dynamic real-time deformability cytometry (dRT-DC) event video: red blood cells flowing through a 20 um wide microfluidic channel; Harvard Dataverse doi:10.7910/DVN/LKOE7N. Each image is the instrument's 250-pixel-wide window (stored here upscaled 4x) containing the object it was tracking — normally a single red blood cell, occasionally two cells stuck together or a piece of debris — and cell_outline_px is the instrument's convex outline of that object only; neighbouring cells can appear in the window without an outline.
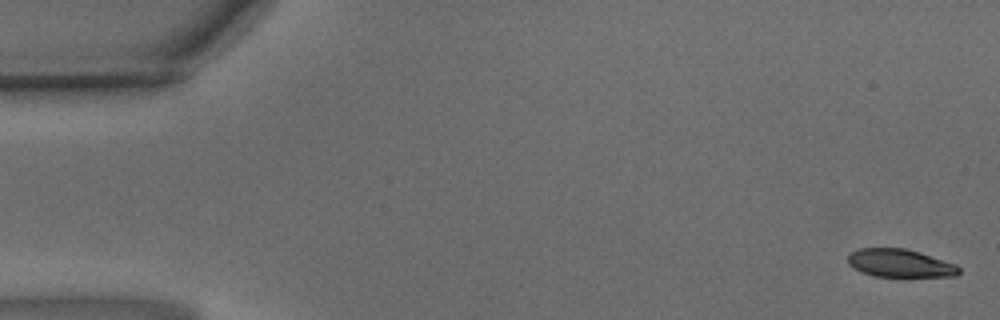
{"species": "common noctule bat (a hibernating species)", "species_latin": "Nyctalus noctula", "temperature_condition": "warm", "stored_images_in_passage": 59, "camera_frame_rate_fps": 3000, "um_per_image_px": 0.085, "animal": {"sex": "male", "body_mass_g": 15.6}, "frame": {"image": 1, "passage_image": 2, "time_ms": 0.333, "image_size_px": [1000, 320], "cell_outline_px": [[960, 272], [956, 276], [872, 276], [852, 268], [848, 264], [848, 256], [852, 252], [860, 248], [908, 248], [956, 264], [960, 268]], "centroid_in_image_um": [76.49, 22.36], "position_along_channel_um": 8.5, "area_um2": 18.15}}
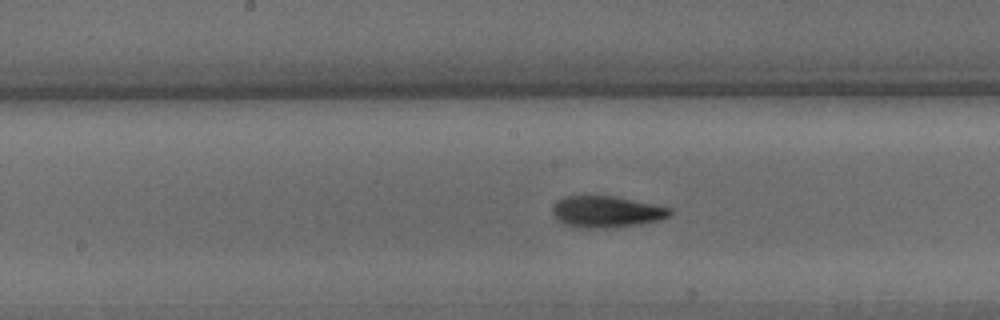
{"frame": {"image": 2, "passage_image": 30, "time_ms": 9.667, "image_size_px": [1000, 320], "cell_outline_px": [[672, 212], [668, 216], [660, 220], [640, 224], [604, 228], [584, 228], [568, 224], [556, 220], [552, 212], [552, 208], [556, 200], [564, 196], [612, 196], [672, 208]], "centroid_in_image_um": [51.52, 17.99], "position_along_channel_um": 196.7, "area_um2": 21.33}}
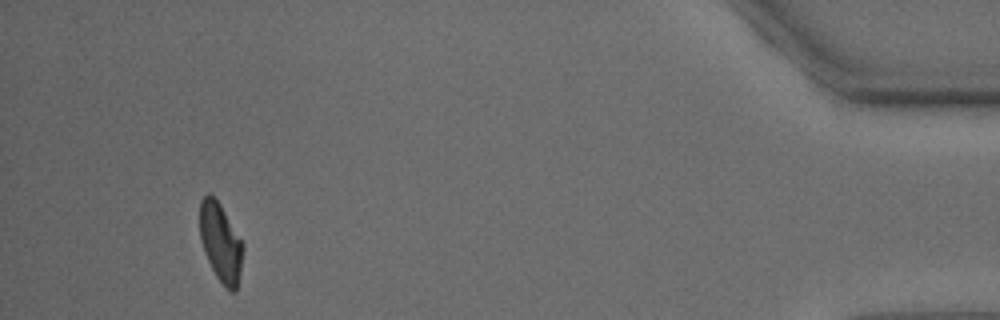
{"frame": {"image": 3, "passage_image": 55, "time_ms": 18.0, "image_size_px": [1000, 320], "cell_outline_px": [[244, 248], [240, 272], [236, 288], [232, 292], [224, 288], [216, 276], [204, 252], [200, 240], [200, 200], [208, 192], [220, 204], [244, 244]], "centroid_in_image_um": [18.75, 20.62], "position_along_channel_um": 416.5, "area_um2": 19.71}, "authors_computed_cell_mechanics": {"area_um2": 20.8658, "velocity_mm_per_s": 3.4793, "shape_relaxation_time_tau1_ms": 6.7614, "shape_relaxation_time_tau2_ms": 2.3229, "deformation_change_tau1": 0.1918, "deformation_change_tau2": 0.0783}}